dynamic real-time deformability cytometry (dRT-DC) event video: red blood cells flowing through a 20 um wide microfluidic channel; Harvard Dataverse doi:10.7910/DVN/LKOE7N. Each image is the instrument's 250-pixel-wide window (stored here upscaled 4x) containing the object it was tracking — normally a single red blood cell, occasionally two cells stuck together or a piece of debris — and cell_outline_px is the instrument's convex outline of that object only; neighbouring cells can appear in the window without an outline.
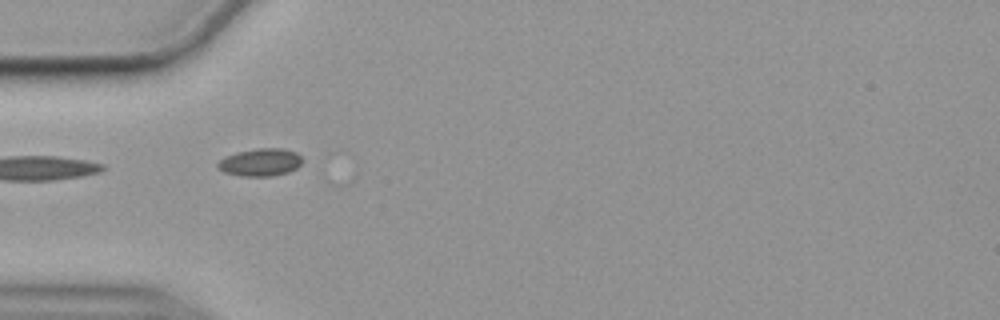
{"species": "common noctule bat (a hibernating species)", "species_latin": "Nyctalus noctula", "temperature_condition": "cold", "stored_images_in_passage": 11, "camera_frame_rate_fps": 3000, "um_per_image_px": 0.085, "animal": {"sex": "female", "body_mass_g": 19.9}, "frame": {"image": 1, "passage_image": 1, "time_ms": 0.0, "image_size_px": [1000, 320], "cell_outline_px": [[304, 160], [296, 168], [288, 172], [272, 176], [240, 176], [224, 172], [216, 168], [216, 164], [224, 156], [236, 152], [256, 148], [284, 148], [296, 152]], "centroid_in_image_um": [22.11, 13.79], "position_along_channel_um": 62.9, "area_um2": 13.81}}